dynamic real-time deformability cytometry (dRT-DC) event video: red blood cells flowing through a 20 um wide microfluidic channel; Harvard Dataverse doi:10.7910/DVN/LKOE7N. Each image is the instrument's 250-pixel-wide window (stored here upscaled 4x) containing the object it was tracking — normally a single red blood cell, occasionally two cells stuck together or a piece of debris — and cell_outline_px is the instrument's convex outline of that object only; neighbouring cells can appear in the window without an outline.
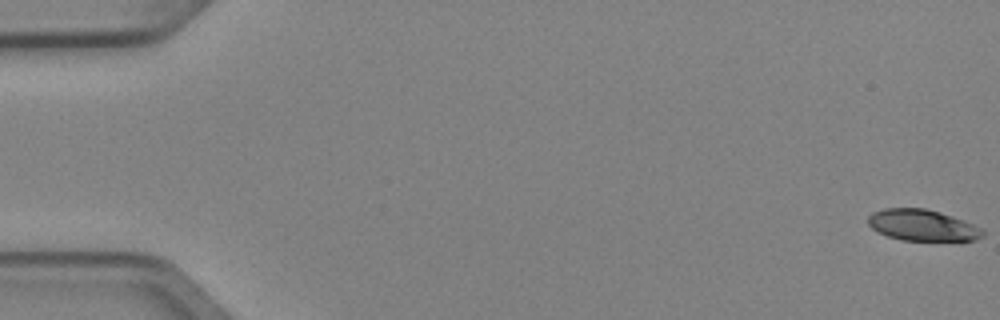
{"species": "Egyptian fruit bat (a non-hibernating species)", "species_latin": "Rousettus aegyptiacus", "temperature_condition": "cold", "stored_images_in_passage": 5, "camera_frame_rate_fps": 3000, "um_per_image_px": 0.085, "animal": {"sex": "female"}, "frame": {"image": 1, "passage_image": 1, "time_ms": 0.0, "image_size_px": [1000, 320], "cell_outline_px": [[984, 236], [976, 240], [960, 244], [900, 240], [888, 236], [872, 228], [868, 224], [868, 216], [872, 212], [884, 208], [924, 208], [940, 212], [952, 216], [972, 224], [980, 228], [984, 232]], "centroid_in_image_um": [78.48, 19.21], "position_along_channel_um": 6.5, "area_um2": 21.79}}
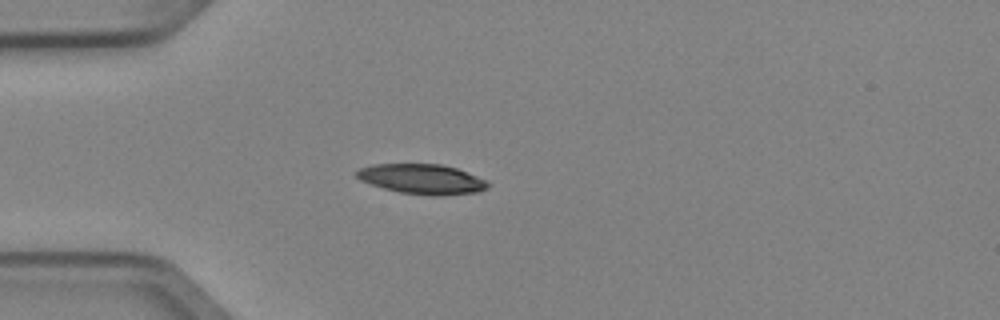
{"frame": {"image": 2, "passage_image": 5, "time_ms": 1.333, "image_size_px": [1000, 320], "cell_outline_px": [[492, 184], [488, 188], [480, 192], [436, 196], [432, 196], [400, 192], [384, 188], [360, 180], [356, 176], [356, 172], [360, 168], [372, 164], [440, 164], [456, 168], [488, 180]], "centroid_in_image_um": [35.93, 15.22], "position_along_channel_um": 49.1, "area_um2": 23.0}}